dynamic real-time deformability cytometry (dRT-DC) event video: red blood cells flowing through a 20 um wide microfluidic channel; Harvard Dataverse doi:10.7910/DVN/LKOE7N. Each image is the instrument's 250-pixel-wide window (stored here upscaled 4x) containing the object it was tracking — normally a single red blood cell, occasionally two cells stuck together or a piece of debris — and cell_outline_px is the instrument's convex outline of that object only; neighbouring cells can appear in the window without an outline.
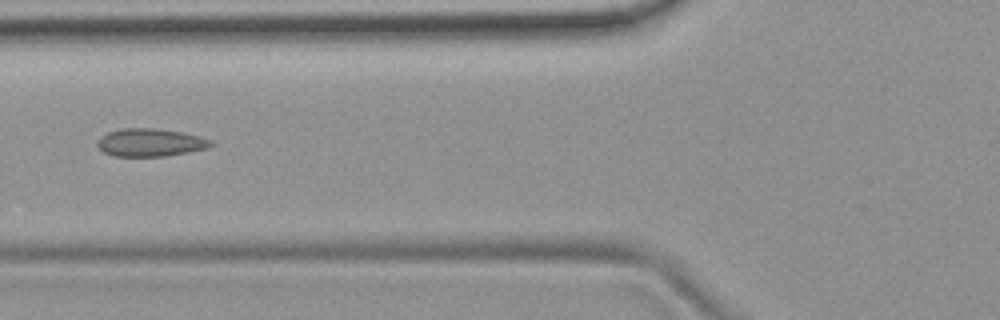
{"species": "common noctule bat (a hibernating species)", "species_latin": "Nyctalus noctula", "temperature_condition": "room temperature", "stored_images_in_passage": 7, "camera_frame_rate_fps": 3000, "um_per_image_px": 0.085, "animal": {"sex": "female", "body_mass_g": 19.9}, "frame": {"image": 1, "passage_image": 6, "time_ms": 1.667, "image_size_px": [1000, 320], "cell_outline_px": [[212, 144], [208, 148], [188, 152], [164, 156], [112, 156], [104, 152], [96, 144], [96, 140], [100, 136], [108, 132], [120, 128], [156, 128], [180, 132], [212, 140]], "centroid_in_image_um": [12.71, 12.11], "position_along_channel_um": 113.1, "area_um2": 18.38}}
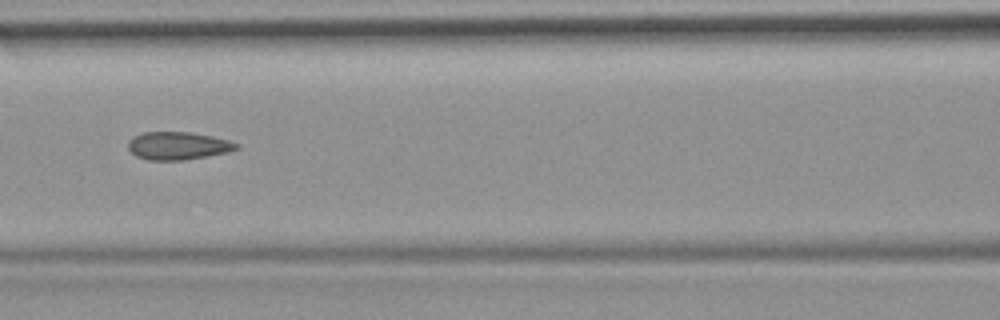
{"frame": {"image": 2, "passage_image": 7, "time_ms": 2.0, "image_size_px": [1000, 320], "cell_outline_px": [[240, 148], [228, 152], [184, 160], [148, 160], [136, 156], [128, 148], [128, 140], [132, 136], [144, 132], [192, 132], [212, 136], [228, 140], [240, 144]], "centroid_in_image_um": [15.13, 12.38], "position_along_channel_um": 151.5, "area_um2": 17.69}}